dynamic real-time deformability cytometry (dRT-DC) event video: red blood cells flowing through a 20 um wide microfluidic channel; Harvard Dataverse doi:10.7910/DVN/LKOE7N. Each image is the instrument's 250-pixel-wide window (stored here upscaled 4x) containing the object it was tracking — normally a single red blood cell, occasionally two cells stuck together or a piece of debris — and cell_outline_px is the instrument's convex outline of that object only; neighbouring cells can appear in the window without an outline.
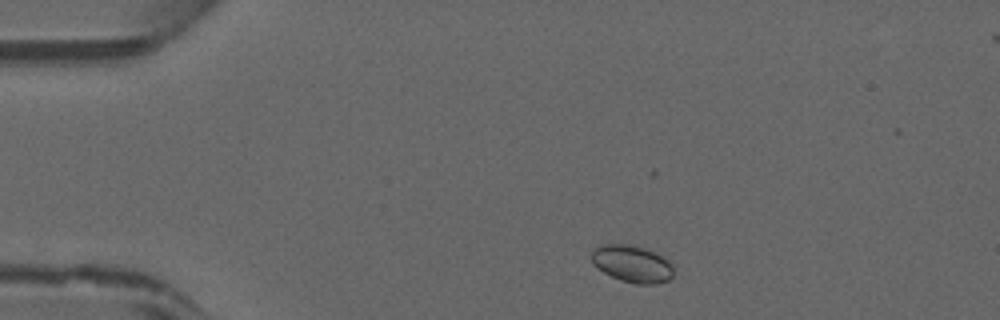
{"species": "common noctule bat (a hibernating species)", "species_latin": "Nyctalus noctula", "temperature_condition": "warm", "stored_images_in_passage": 41, "camera_frame_rate_fps": 3000, "um_per_image_px": 0.085, "animal": {"sex": "male", "forearm_length_mm": 52.5}, "frame": {"image": 1, "passage_image": 3, "time_ms": 0.667, "image_size_px": [1000, 320], "cell_outline_px": [[672, 276], [668, 280], [656, 284], [636, 284], [620, 280], [604, 272], [592, 264], [592, 252], [600, 244], [624, 244], [644, 248], [656, 252], [668, 260], [672, 264]], "centroid_in_image_um": [53.73, 22.42], "position_along_channel_um": 31.3, "area_um2": 17.63}}
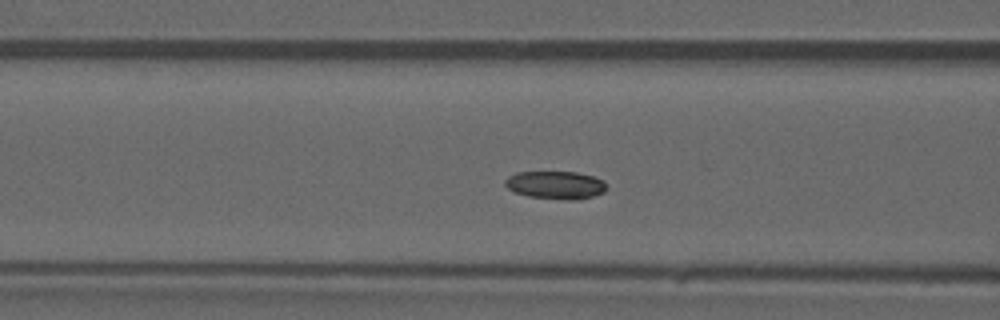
{"frame": {"image": 2, "passage_image": 13, "time_ms": 4.0, "image_size_px": [1000, 320], "cell_outline_px": [[608, 188], [604, 192], [580, 200], [568, 200], [528, 196], [516, 192], [508, 188], [504, 184], [504, 180], [508, 176], [516, 172], [576, 172], [592, 176], [604, 180]], "centroid_in_image_um": [47.25, 15.72], "position_along_channel_um": 119.4, "area_um2": 16.59}}
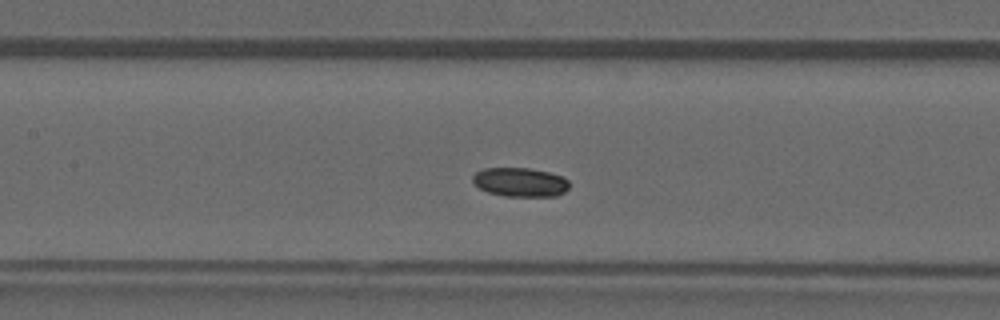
{"frame": {"image": 3, "passage_image": 16, "time_ms": 5.0, "image_size_px": [1000, 320], "cell_outline_px": [[568, 188], [564, 192], [556, 196], [504, 196], [488, 192], [480, 188], [472, 180], [472, 176], [476, 172], [484, 168], [528, 168], [548, 172], [560, 176], [568, 180]], "centroid_in_image_um": [44.2, 15.48], "position_along_channel_um": 163.2, "area_um2": 16.18}}